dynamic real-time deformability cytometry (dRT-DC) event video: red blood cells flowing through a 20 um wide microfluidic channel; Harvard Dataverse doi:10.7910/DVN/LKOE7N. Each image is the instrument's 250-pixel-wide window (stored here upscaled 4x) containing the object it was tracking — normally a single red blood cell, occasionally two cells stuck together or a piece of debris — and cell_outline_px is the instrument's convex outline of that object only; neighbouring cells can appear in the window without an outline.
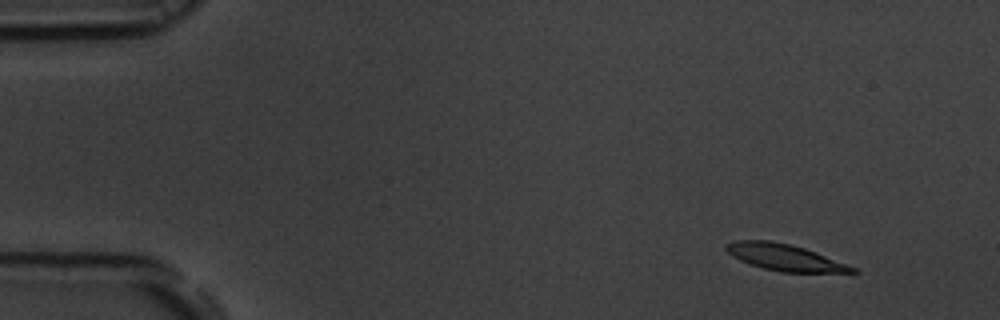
{"species": "common noctule bat (a hibernating species)", "species_latin": "Nyctalus noctula", "temperature_condition": "room temperature", "stored_images_in_passage": 51, "camera_frame_rate_fps": 3000, "um_per_image_px": 0.085, "animal": {"sex": "male", "body_mass_g": 19.5, "forearm_length_mm": 54.6}, "frame": {"image": 1, "passage_image": 1, "time_ms": 0.0, "image_size_px": [1000, 320], "cell_outline_px": [[860, 272], [780, 272], [748, 264], [732, 256], [724, 248], [728, 244], [736, 240], [768, 240], [788, 244], [804, 248], [816, 252], [856, 268]], "centroid_in_image_um": [66.67, 21.88], "position_along_channel_um": 18.3, "area_um2": 19.19}}
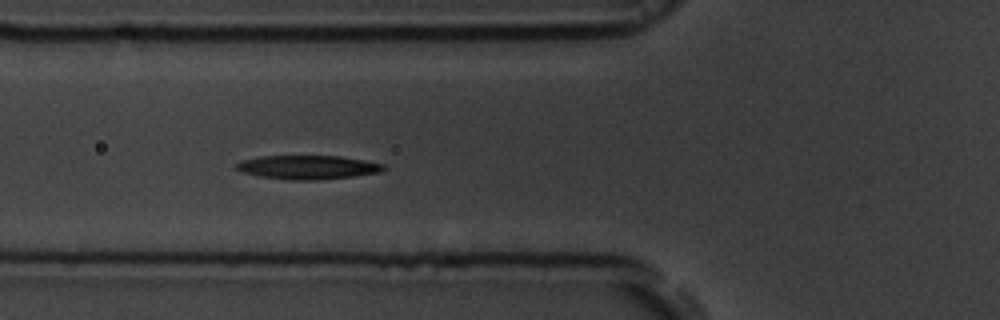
{"frame": {"image": 2, "passage_image": 16, "time_ms": 5.0, "image_size_px": [1000, 320], "cell_outline_px": [[388, 168], [380, 172], [352, 176], [316, 180], [292, 180], [260, 176], [244, 172], [236, 168], [236, 164], [240, 160], [260, 156], [340, 156], [364, 160], [384, 164]], "centroid_in_image_um": [26.18, 14.21], "position_along_channel_um": 99.6, "area_um2": 20.35}}
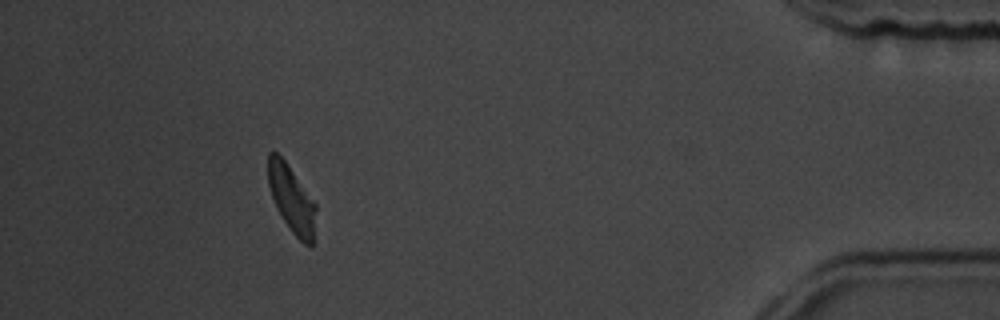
{"frame": {"image": 3, "passage_image": 46, "time_ms": 15.0, "image_size_px": [1000, 320], "cell_outline_px": [[316, 208], [312, 248], [304, 244], [292, 232], [276, 208], [268, 184], [268, 152], [276, 152], [284, 160], [316, 204]], "centroid_in_image_um": [24.78, 16.94], "position_along_channel_um": 410.4, "area_um2": 18.32}, "authors_computed_cell_mechanics": {"area_um2": 20.4034, "velocity_mm_per_s": 3.6943, "shape_relaxation_time_tau1_ms": 3.7279, "shape_relaxation_time_tau2_ms": 5.6641, "deformation_change_tau1": 0.1359, "deformation_change_tau2": 0.1261}}